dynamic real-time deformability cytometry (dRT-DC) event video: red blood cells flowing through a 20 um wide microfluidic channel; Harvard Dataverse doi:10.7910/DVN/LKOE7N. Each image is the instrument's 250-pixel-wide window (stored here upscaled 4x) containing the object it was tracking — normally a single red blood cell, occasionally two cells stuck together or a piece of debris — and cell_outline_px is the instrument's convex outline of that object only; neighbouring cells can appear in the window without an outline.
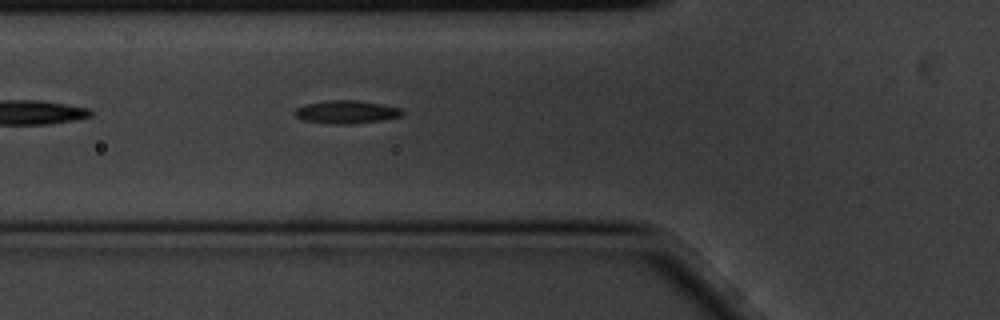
{"species": "common noctule bat (a hibernating species)", "species_latin": "Nyctalus noctula", "temperature_condition": "cold", "stored_images_in_passage": 4, "camera_frame_rate_fps": 3000, "um_per_image_px": 0.085, "animal": {"sex": "male", "body_mass_g": 20.1, "forearm_length_mm": 53.5}, "frame": {"image": 1, "passage_image": 4, "time_ms": 1.0, "image_size_px": [1000, 320], "cell_outline_px": [[404, 112], [400, 116], [380, 120], [352, 124], [332, 124], [304, 120], [296, 116], [292, 112], [296, 108], [304, 104], [328, 100], [356, 100], [380, 104], [400, 108]], "centroid_in_image_um": [29.39, 9.51], "position_along_channel_um": 96.4, "area_um2": 14.33}}